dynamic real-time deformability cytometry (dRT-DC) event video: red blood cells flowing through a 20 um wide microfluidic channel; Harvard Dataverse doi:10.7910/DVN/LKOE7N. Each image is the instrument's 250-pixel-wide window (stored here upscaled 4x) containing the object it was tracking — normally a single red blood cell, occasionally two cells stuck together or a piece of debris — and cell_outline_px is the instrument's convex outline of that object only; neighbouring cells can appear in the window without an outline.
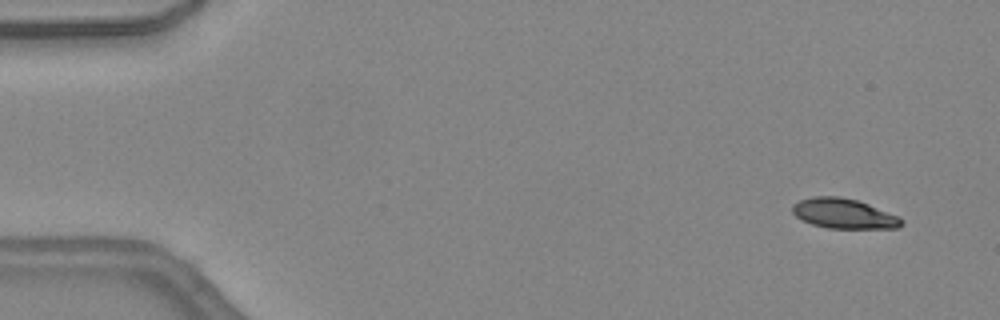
{"species": "common noctule bat (a hibernating species)", "species_latin": "Nyctalus noctula", "temperature_condition": "warm", "stored_images_in_passage": 47, "camera_frame_rate_fps": 3000, "um_per_image_px": 0.085, "animal": {"sex": "female", "body_mass_g": 24.6, "forearm_length_mm": 56.2}, "frame": {"image": 1, "passage_image": 4, "time_ms": 1.0, "image_size_px": [1000, 320], "cell_outline_px": [[904, 224], [900, 228], [828, 228], [812, 224], [796, 216], [792, 212], [792, 204], [800, 200], [812, 196], [840, 196], [856, 200], [868, 204], [896, 216], [904, 220]], "centroid_in_image_um": [71.71, 18.15], "position_along_channel_um": 13.3, "area_um2": 18.9}}
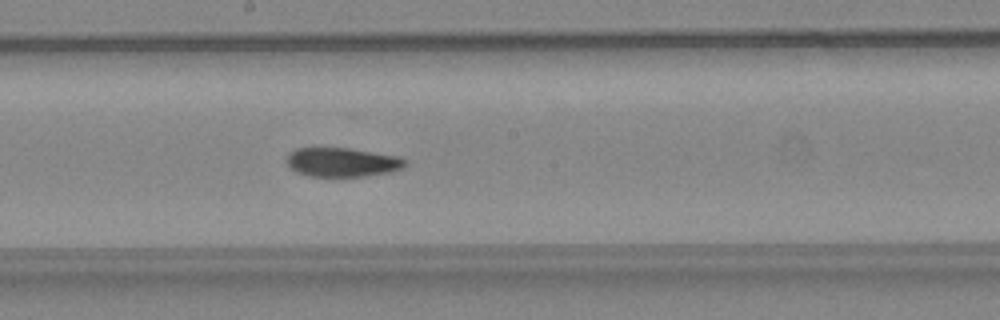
{"frame": {"image": 2, "passage_image": 26, "time_ms": 8.333, "image_size_px": [1000, 320], "cell_outline_px": [[408, 164], [404, 168], [392, 172], [364, 176], [308, 176], [296, 172], [284, 160], [288, 152], [296, 148], [348, 148], [400, 156], [408, 160]], "centroid_in_image_um": [29.12, 13.78], "position_along_channel_um": 219.1, "area_um2": 20.4}}
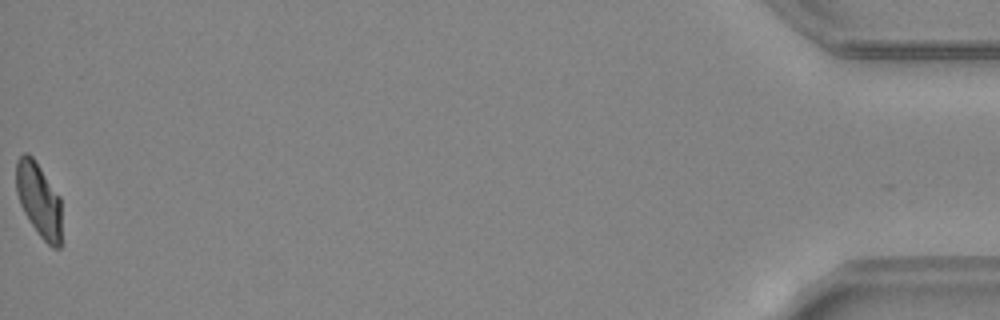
{"frame": {"image": 3, "passage_image": 47, "time_ms": 15.333, "image_size_px": [1000, 320], "cell_outline_px": [[60, 248], [52, 248], [40, 236], [24, 212], [20, 204], [16, 192], [16, 160], [24, 152], [28, 152], [32, 156], [60, 196]], "centroid_in_image_um": [3.28, 16.95], "position_along_channel_um": 431.9, "area_um2": 19.48}, "authors_computed_cell_mechanics": {"area_um2": 20.4034, "velocity_mm_per_s": 4.5059, "shape_relaxation_time_tau1_ms": 7.1087, "shape_relaxation_time_tau2_ms": 2.1572, "deformation_change_tau1": 0.2226, "deformation_change_tau2": 0.0729}}